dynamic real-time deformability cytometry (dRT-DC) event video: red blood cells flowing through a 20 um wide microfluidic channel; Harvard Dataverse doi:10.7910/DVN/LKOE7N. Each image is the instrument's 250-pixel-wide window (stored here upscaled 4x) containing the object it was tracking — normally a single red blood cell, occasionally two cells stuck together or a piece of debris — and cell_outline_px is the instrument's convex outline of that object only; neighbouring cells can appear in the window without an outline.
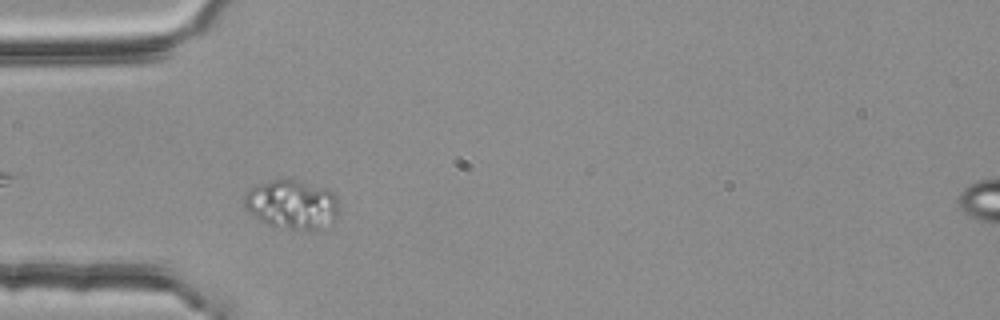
{"species": "common noctule bat (a hibernating species)", "species_latin": "Nyctalus noctula", "temperature_condition": "room temperature", "stored_images_in_passage": 33, "camera_frame_rate_fps": 3000, "um_per_image_px": 0.085, "animal": {"sex": "female", "body_mass_g": 25.1}, "frame": {"image": 1, "passage_image": 7, "time_ms": 2.0, "image_size_px": [1000, 320], "cell_outline_px": [[340, 216], [332, 224], [312, 232], [304, 232], [268, 224], [244, 208], [244, 196], [256, 184], [288, 176], [328, 188], [336, 196], [340, 208]], "centroid_in_image_um": [24.92, 17.37], "position_along_channel_um": 60.1, "area_um2": 28.21}}
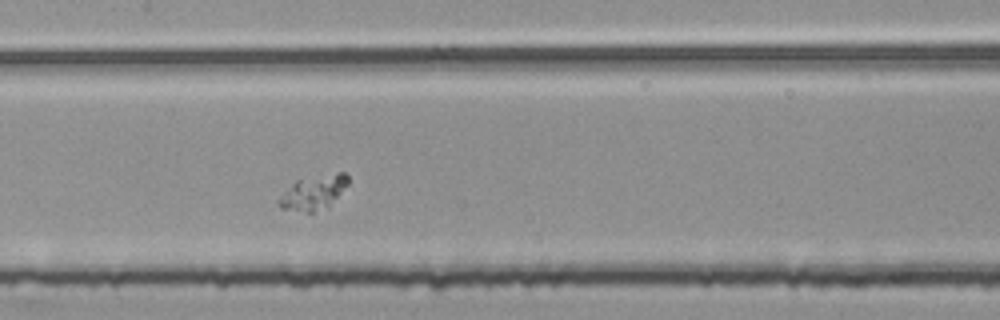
{"frame": {"image": 2, "passage_image": 17, "time_ms": 5.333, "image_size_px": [1000, 320], "cell_outline_px": [[348, 184], [336, 196], [312, 212], [308, 212], [280, 208], [276, 200], [296, 180], [336, 172], [344, 172], [348, 176]], "centroid_in_image_um": [26.59, 16.31], "position_along_channel_um": 180.8, "area_um2": 13.06}}
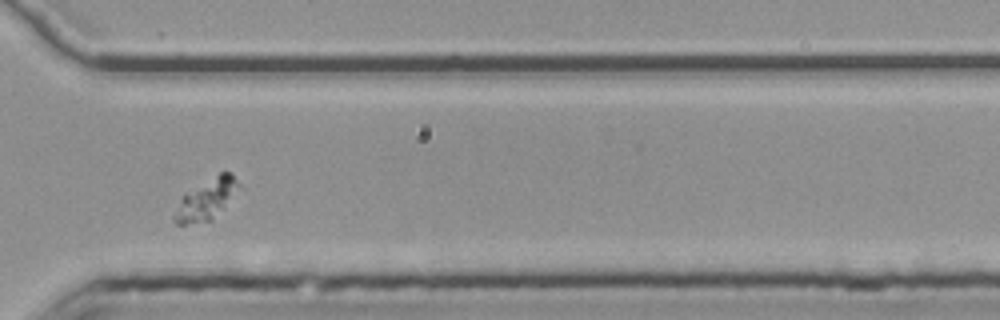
{"frame": {"image": 3, "passage_image": 31, "time_ms": 10.0, "image_size_px": [1000, 320], "cell_outline_px": [[240, 184], [212, 220], [184, 224], [176, 224], [172, 220], [172, 216], [180, 200], [184, 196], [220, 172], [228, 172]], "centroid_in_image_um": [17.47, 16.99], "position_along_channel_um": 353.1, "area_um2": 14.16}}